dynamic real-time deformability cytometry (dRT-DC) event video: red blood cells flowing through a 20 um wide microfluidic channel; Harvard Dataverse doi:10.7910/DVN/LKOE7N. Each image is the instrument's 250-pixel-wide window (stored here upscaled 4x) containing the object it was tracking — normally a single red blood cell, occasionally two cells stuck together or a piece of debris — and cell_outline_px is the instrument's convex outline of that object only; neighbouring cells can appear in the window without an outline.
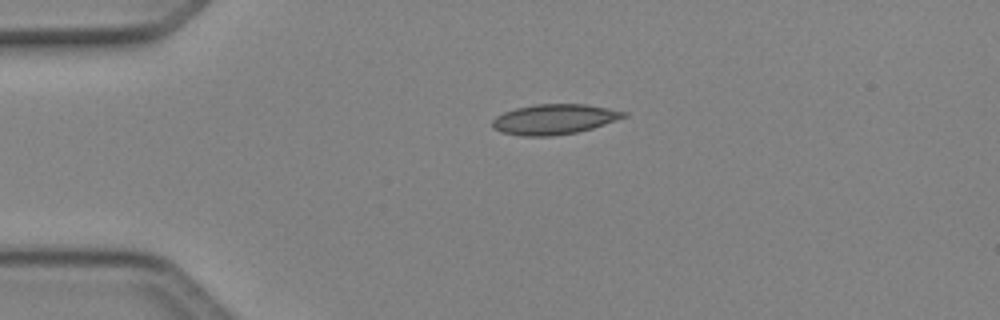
{"species": "Egyptian fruit bat (a non-hibernating species)", "species_latin": "Rousettus aegyptiacus", "temperature_condition": "cold", "stored_images_in_passage": 39, "camera_frame_rate_fps": 3000, "um_per_image_px": 0.085, "animal": {"sex": "female"}, "frame": {"image": 1, "passage_image": 1, "time_ms": 0.0, "image_size_px": [1000, 320], "cell_outline_px": [[628, 116], [592, 128], [576, 132], [552, 136], [524, 136], [500, 132], [492, 128], [492, 120], [496, 116], [504, 112], [516, 108], [536, 104], [588, 104], [628, 112]], "centroid_in_image_um": [47.1, 10.13], "position_along_channel_um": 37.9, "area_um2": 23.12}}
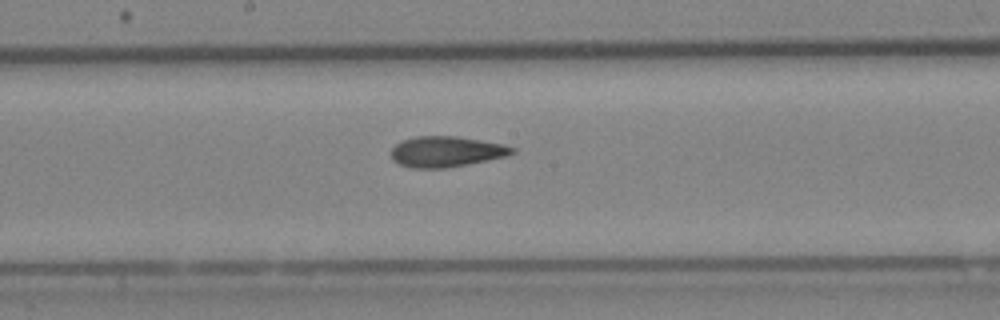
{"frame": {"image": 2, "passage_image": 16, "time_ms": 5.0, "image_size_px": [1000, 320], "cell_outline_px": [[516, 152], [504, 156], [468, 164], [444, 168], [412, 168], [400, 164], [392, 160], [388, 152], [396, 144], [404, 140], [416, 136], [456, 136], [504, 144], [516, 148]], "centroid_in_image_um": [37.89, 12.89], "position_along_channel_um": 210.3, "area_um2": 21.62}}
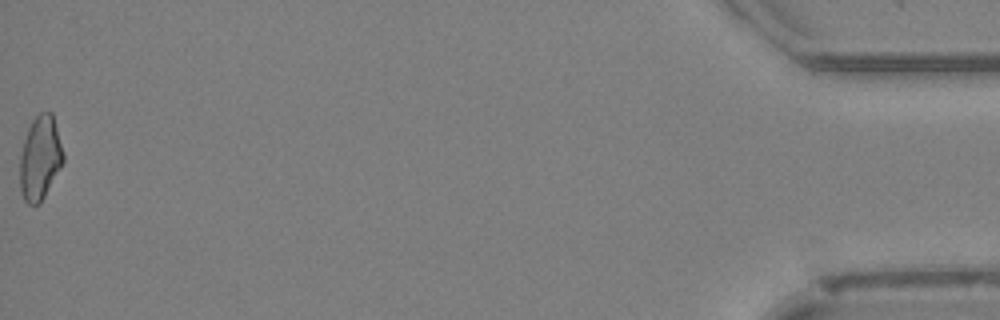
{"frame": {"image": 3, "passage_image": 39, "time_ms": 12.667, "image_size_px": [1000, 320], "cell_outline_px": [[64, 160], [60, 168], [40, 204], [28, 204], [24, 200], [20, 188], [20, 156], [24, 140], [28, 128], [32, 120], [40, 112], [52, 112], [64, 152]], "centroid_in_image_um": [3.41, 13.42], "position_along_channel_um": 431.8, "area_um2": 21.15}, "authors_computed_cell_mechanics": {"area_um2": 21.386, "velocity_mm_per_s": 4.1662, "shape_relaxation_time_tau1_ms": null, "shape_relaxation_time_tau2_ms": 3.0651, "deformation_change_tau1": null, "deformation_change_tau2": 0.0872}}